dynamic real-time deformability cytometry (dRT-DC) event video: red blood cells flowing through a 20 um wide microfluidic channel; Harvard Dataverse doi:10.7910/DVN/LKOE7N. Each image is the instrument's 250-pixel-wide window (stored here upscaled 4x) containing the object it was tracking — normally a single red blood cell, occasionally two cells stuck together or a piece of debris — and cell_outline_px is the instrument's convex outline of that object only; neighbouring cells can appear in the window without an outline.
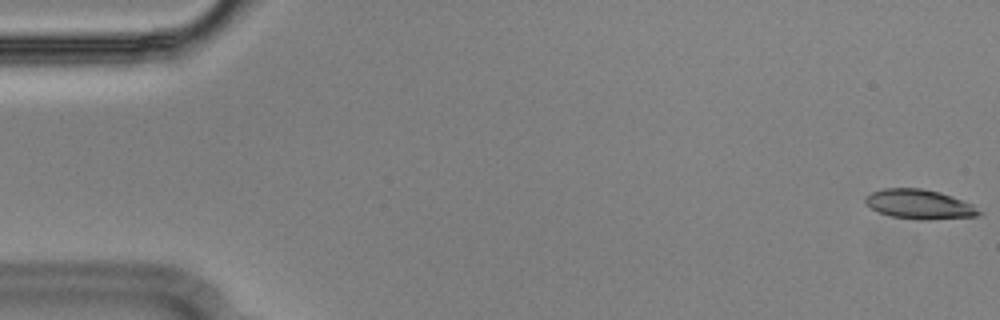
{"species": "Egyptian fruit bat (a non-hibernating species)", "species_latin": "Rousettus aegyptiacus", "temperature_condition": "cold", "stored_images_in_passage": 55, "camera_frame_rate_fps": 3000, "um_per_image_px": 0.085, "animal": {"sex": "male"}, "frame": {"image": 1, "passage_image": 1, "time_ms": 0.0, "image_size_px": [1000, 320], "cell_outline_px": [[984, 212], [980, 216], [928, 220], [916, 220], [892, 216], [880, 212], [864, 204], [864, 200], [872, 192], [884, 188], [920, 188], [940, 192], [952, 196], [972, 204]], "centroid_in_image_um": [78.2, 17.37], "position_along_channel_um": 6.8, "area_um2": 19.65}}
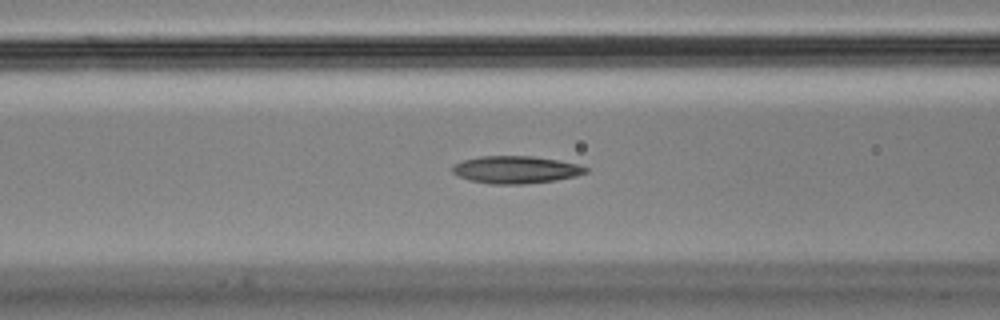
{"frame": {"image": 2, "passage_image": 22, "time_ms": 7.0, "image_size_px": [1000, 320], "cell_outline_px": [[588, 172], [576, 176], [556, 180], [524, 184], [492, 184], [468, 180], [456, 176], [452, 172], [452, 168], [456, 164], [464, 160], [480, 156], [532, 156], [580, 164], [588, 168]], "centroid_in_image_um": [43.85, 14.43], "position_along_channel_um": 122.8, "area_um2": 21.33}}
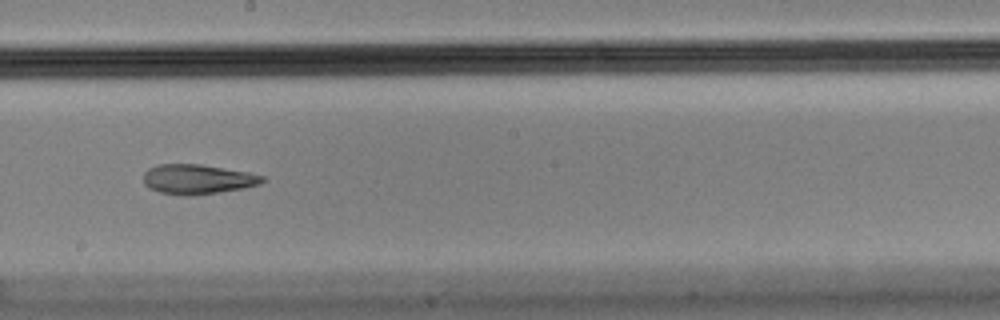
{"frame": {"image": 3, "passage_image": 31, "time_ms": 10.0, "image_size_px": [1000, 320], "cell_outline_px": [[264, 180], [260, 184], [244, 188], [188, 196], [160, 192], [148, 188], [144, 184], [144, 172], [148, 168], [156, 164], [200, 164], [248, 172], [264, 176]], "centroid_in_image_um": [16.76, 15.22], "position_along_channel_um": 231.4, "area_um2": 20.52}, "authors_computed_cell_mechanics": {"area_um2": 20.808, "velocity_mm_per_s": 3.6216, "shape_relaxation_time_tau1_ms": null, "shape_relaxation_time_tau2_ms": 4.7657, "deformation_change_tau1": null, "deformation_change_tau2": 0.1525}}